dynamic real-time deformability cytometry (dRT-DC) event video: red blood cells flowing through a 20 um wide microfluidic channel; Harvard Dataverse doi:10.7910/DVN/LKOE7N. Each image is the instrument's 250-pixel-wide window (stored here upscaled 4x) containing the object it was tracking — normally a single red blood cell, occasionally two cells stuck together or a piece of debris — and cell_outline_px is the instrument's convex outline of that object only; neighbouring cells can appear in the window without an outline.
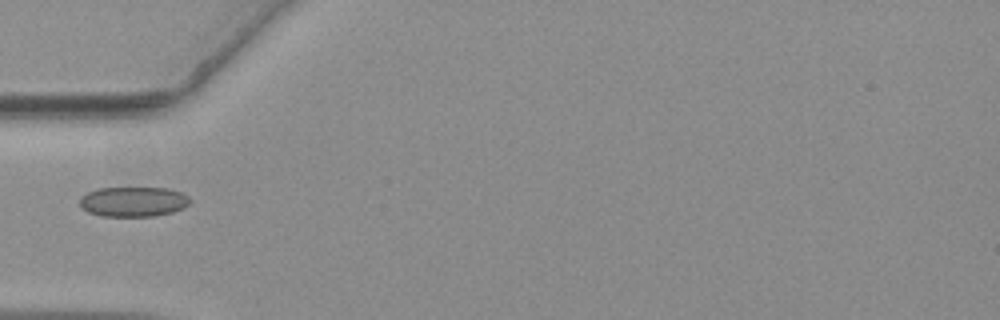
{"species": "common noctule bat (a hibernating species)", "species_latin": "Nyctalus noctula", "temperature_condition": "warm", "stored_images_in_passage": 39, "camera_frame_rate_fps": 3000, "um_per_image_px": 0.085, "animal": {"sex": "female", "body_mass_g": 19.3, "forearm_length_mm": 54.1}, "frame": {"image": 1, "passage_image": 1, "time_ms": 0.0, "image_size_px": [1000, 320], "cell_outline_px": [[192, 200], [184, 208], [172, 212], [152, 216], [104, 216], [88, 212], [80, 204], [80, 196], [88, 192], [100, 188], [168, 188], [180, 192], [188, 196]], "centroid_in_image_um": [11.35, 17.14], "position_along_channel_um": 73.6, "area_um2": 19.13}}
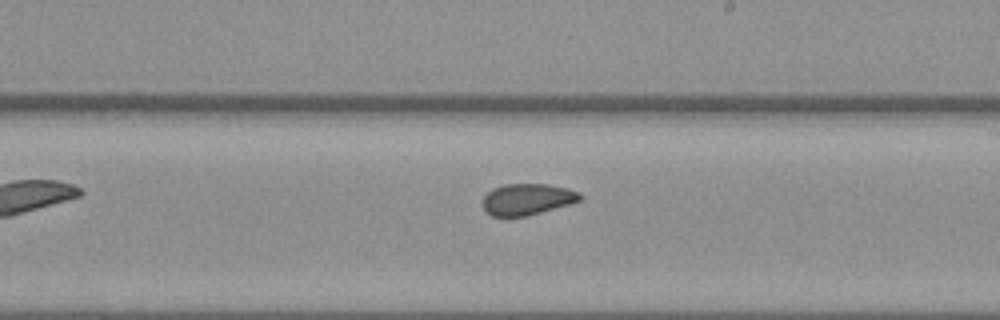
{"frame": {"image": 2, "passage_image": 15, "time_ms": 4.667, "image_size_px": [1000, 320], "cell_outline_px": [[584, 196], [580, 200], [568, 204], [528, 216], [492, 216], [484, 208], [484, 196], [492, 188], [504, 184], [548, 184], [568, 188], [580, 192]], "centroid_in_image_um": [44.84, 16.92], "position_along_channel_um": 244.2, "area_um2": 17.69}}
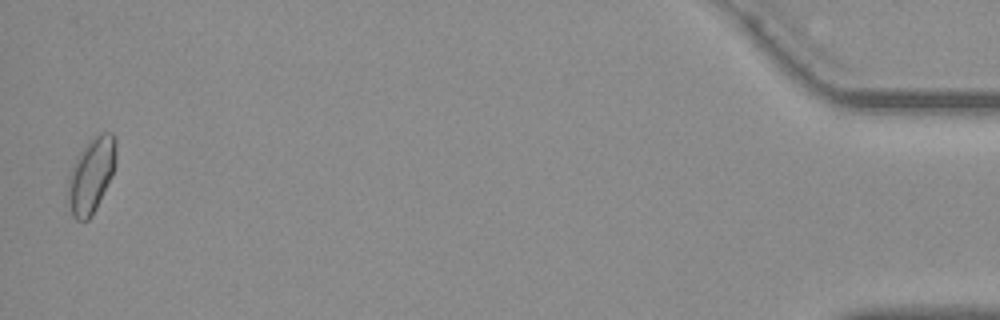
{"frame": {"image": 3, "passage_image": 38, "time_ms": 12.333, "image_size_px": [1000, 320], "cell_outline_px": [[116, 164], [112, 176], [92, 216], [88, 220], [76, 220], [72, 216], [68, 200], [68, 176], [80, 152], [88, 140], [100, 132], [112, 132], [116, 140]], "centroid_in_image_um": [7.78, 14.87], "position_along_channel_um": 427.4, "area_um2": 21.1}}